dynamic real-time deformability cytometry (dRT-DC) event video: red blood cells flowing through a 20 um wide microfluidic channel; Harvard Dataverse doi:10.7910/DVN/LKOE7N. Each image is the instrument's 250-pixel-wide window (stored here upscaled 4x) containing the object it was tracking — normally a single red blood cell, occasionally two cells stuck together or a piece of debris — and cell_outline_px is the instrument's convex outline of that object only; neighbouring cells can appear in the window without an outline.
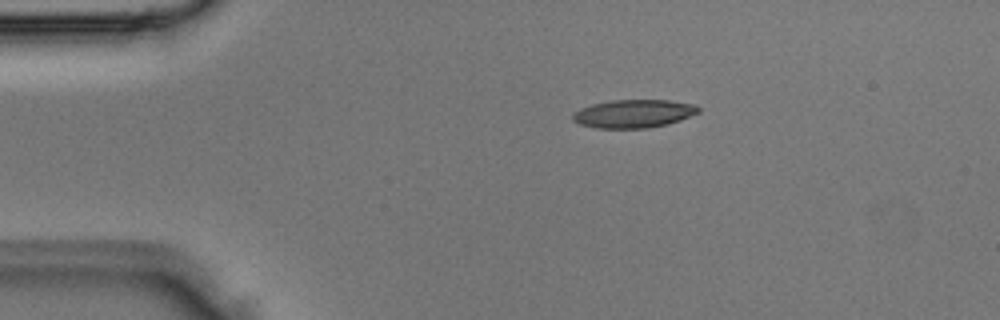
{"species": "Egyptian fruit bat (a non-hibernating species)", "species_latin": "Rousettus aegyptiacus", "temperature_condition": "room temperature", "stored_images_in_passage": 2, "camera_frame_rate_fps": 3000, "um_per_image_px": 0.085, "animal": {"sex": "male"}, "frame": {"image": 1, "passage_image": 1, "time_ms": 0.0, "image_size_px": [1000, 320], "cell_outline_px": [[700, 112], [680, 120], [668, 124], [648, 128], [596, 128], [580, 124], [572, 120], [572, 112], [580, 108], [592, 104], [612, 100], [668, 100], [696, 104], [700, 108]], "centroid_in_image_um": [53.86, 9.66], "position_along_channel_um": 31.1, "area_um2": 20.81}}